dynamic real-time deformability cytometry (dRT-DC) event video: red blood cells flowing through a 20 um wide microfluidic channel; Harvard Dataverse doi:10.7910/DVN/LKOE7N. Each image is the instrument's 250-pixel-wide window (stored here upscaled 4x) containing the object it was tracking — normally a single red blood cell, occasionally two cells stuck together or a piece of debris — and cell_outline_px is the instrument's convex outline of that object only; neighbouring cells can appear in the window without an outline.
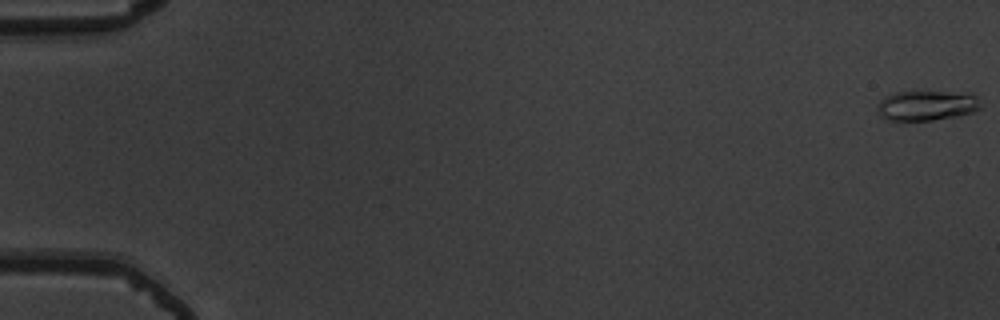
{"species": "common noctule bat (a hibernating species)", "species_latin": "Nyctalus noctula", "temperature_condition": "warm", "stored_images_in_passage": 56, "camera_frame_rate_fps": 3000, "um_per_image_px": 0.085, "animal": {"sex": "male", "body_mass_g": 19.5, "forearm_length_mm": 54.6}, "frame": {"image": 1, "passage_image": 1, "time_ms": 0.0, "image_size_px": [1000, 320], "cell_outline_px": [[980, 108], [972, 112], [960, 116], [932, 120], [888, 120], [880, 116], [876, 108], [876, 104], [884, 96], [892, 92], [972, 92], [976, 96]], "centroid_in_image_um": [78.74, 8.96], "position_along_channel_um": 6.3, "area_um2": 18.26}}
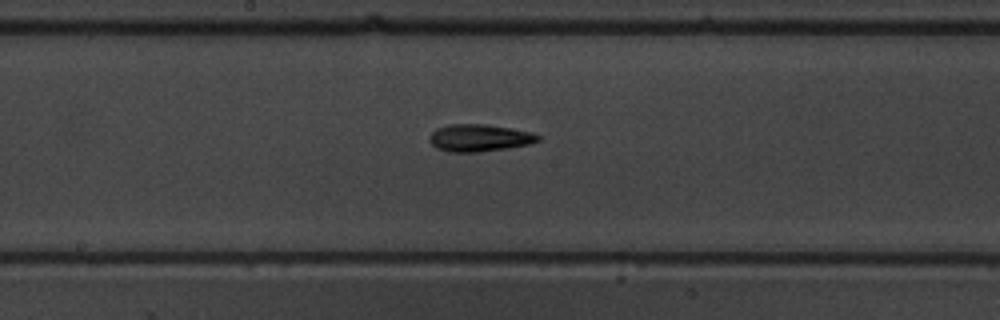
{"frame": {"image": 2, "passage_image": 31, "time_ms": 10.0, "image_size_px": [1000, 320], "cell_outline_px": [[540, 140], [528, 144], [508, 148], [476, 152], [448, 152], [436, 148], [428, 140], [428, 136], [436, 128], [448, 124], [484, 124], [532, 132], [540, 136]], "centroid_in_image_um": [40.69, 11.72], "position_along_channel_um": 207.5, "area_um2": 17.22}}
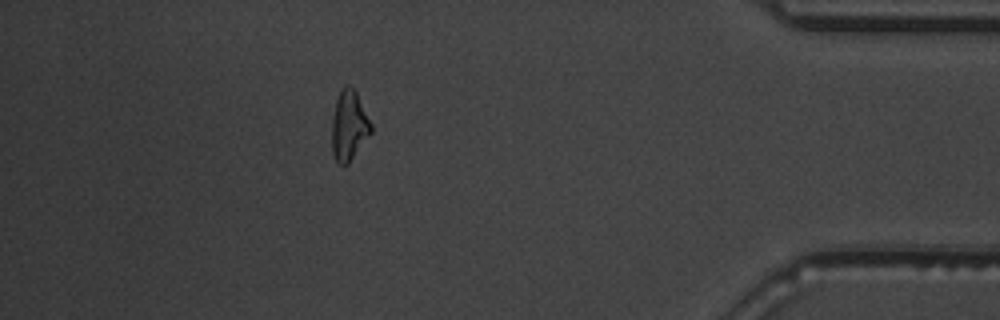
{"frame": {"image": 3, "passage_image": 50, "time_ms": 16.333, "image_size_px": [1000, 320], "cell_outline_px": [[372, 132], [348, 164], [336, 164], [332, 152], [332, 116], [336, 100], [340, 88], [344, 84], [348, 84], [356, 92], [372, 124]], "centroid_in_image_um": [29.65, 10.67], "position_along_channel_um": 405.5, "area_um2": 16.13}, "authors_computed_cell_mechanics": {"area_um2": 16.4152, "velocity_mm_per_s": 3.7708, "shape_relaxation_time_tau1_ms": 5.039, "shape_relaxation_time_tau2_ms": 8.726, "deformation_change_tau1": 0.1633, "deformation_change_tau2": 0.2278}}